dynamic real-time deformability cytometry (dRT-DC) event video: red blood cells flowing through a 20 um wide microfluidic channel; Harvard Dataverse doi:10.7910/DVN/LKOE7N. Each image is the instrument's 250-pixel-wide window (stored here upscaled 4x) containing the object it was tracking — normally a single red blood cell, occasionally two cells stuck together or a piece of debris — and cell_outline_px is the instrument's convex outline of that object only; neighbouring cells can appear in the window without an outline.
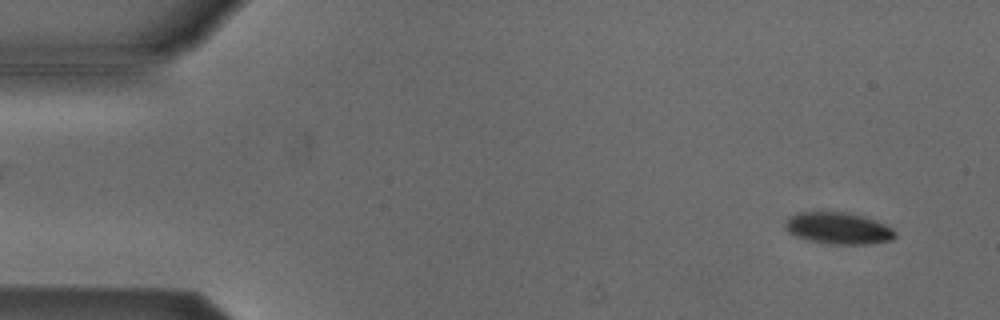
{"species": "Egyptian fruit bat (a non-hibernating species)", "species_latin": "Rousettus aegyptiacus", "temperature_condition": "cold", "stored_images_in_passage": 51, "camera_frame_rate_fps": 3000, "um_per_image_px": 0.085, "animal": {"sex": "male"}, "frame": {"image": 1, "passage_image": 3, "time_ms": 0.667, "image_size_px": [1000, 320], "cell_outline_px": [[896, 236], [892, 240], [868, 244], [832, 244], [804, 240], [788, 232], [784, 224], [788, 216], [796, 212], [844, 212], [864, 216], [876, 220], [892, 228], [896, 232]], "centroid_in_image_um": [71.23, 19.4], "position_along_channel_um": 13.8, "area_um2": 20.52}}
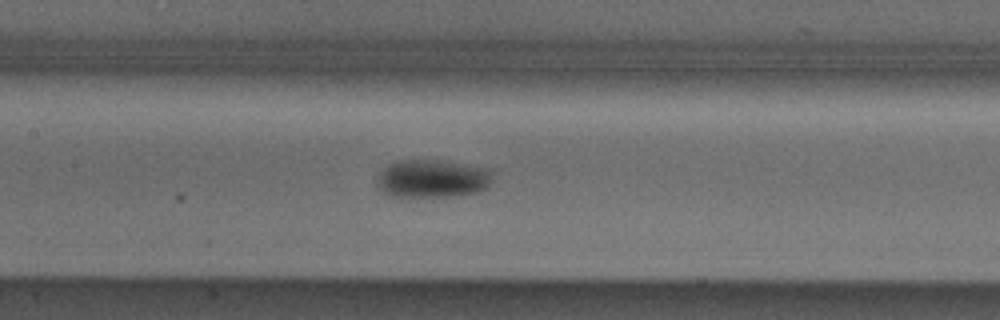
{"frame": {"image": 2, "passage_image": 24, "time_ms": 7.667, "image_size_px": [1000, 320], "cell_outline_px": [[492, 180], [488, 188], [476, 192], [452, 196], [392, 196], [384, 192], [376, 184], [376, 180], [380, 172], [388, 164], [396, 160], [444, 160], [488, 168], [492, 172]], "centroid_in_image_um": [36.77, 15.16], "position_along_channel_um": 170.6, "area_um2": 25.78}}
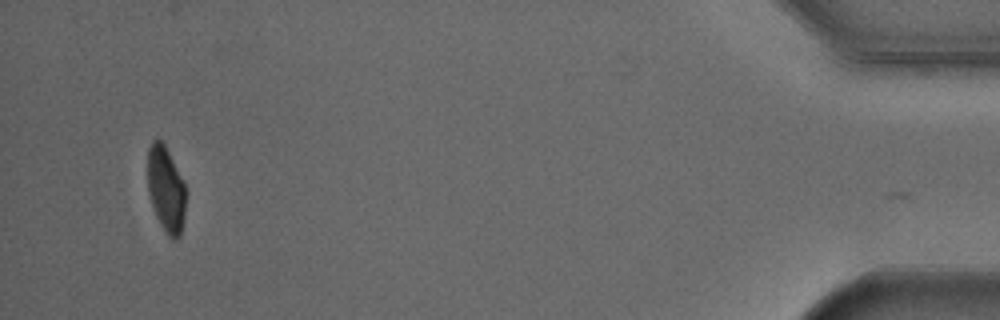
{"frame": {"image": 3, "passage_image": 50, "time_ms": 16.333, "image_size_px": [1000, 320], "cell_outline_px": [[188, 192], [184, 220], [180, 236], [176, 240], [172, 240], [168, 236], [160, 224], [156, 216], [148, 192], [148, 148], [152, 140], [160, 140], [164, 144]], "centroid_in_image_um": [14.13, 16.15], "position_along_channel_um": 421.1, "area_um2": 19.19}, "authors_computed_cell_mechanics": {"area_um2": 22.6576, "velocity_mm_per_s": 3.8641, "shape_relaxation_time_tau1_ms": 3.4491, "shape_relaxation_time_tau2_ms": null, "deformation_change_tau1": 0.1099, "deformation_change_tau2": null}}